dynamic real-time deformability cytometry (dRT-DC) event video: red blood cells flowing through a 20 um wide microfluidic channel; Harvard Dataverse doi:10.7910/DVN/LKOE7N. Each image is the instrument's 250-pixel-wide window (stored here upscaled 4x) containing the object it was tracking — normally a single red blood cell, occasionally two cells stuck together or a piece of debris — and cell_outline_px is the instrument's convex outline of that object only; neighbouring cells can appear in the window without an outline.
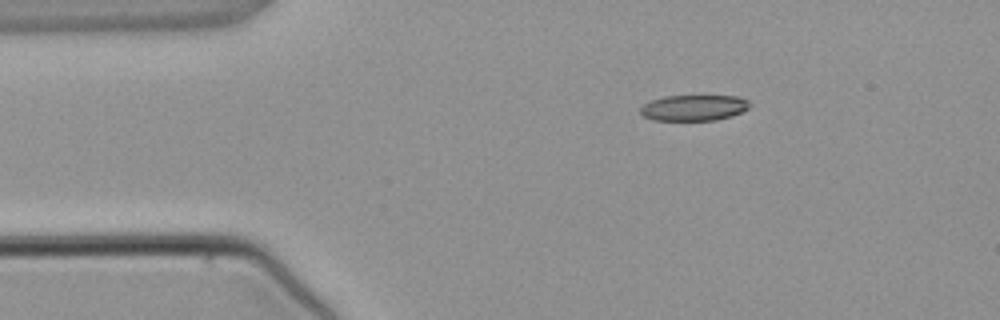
{"species": "common noctule bat (a hibernating species)", "species_latin": "Nyctalus noctula", "temperature_condition": "warm", "stored_images_in_passage": 2, "camera_frame_rate_fps": 3000, "um_per_image_px": 0.085, "animal": {"sex": "male", "body_mass_g": 21.5, "forearm_length_mm": 52.0}, "frame": {"image": 1, "passage_image": 1, "time_ms": 0.0, "image_size_px": [1000, 320], "cell_outline_px": [[748, 108], [732, 116], [716, 120], [652, 120], [644, 116], [640, 112], [640, 108], [644, 104], [652, 100], [664, 96], [736, 96], [748, 100]], "centroid_in_image_um": [58.95, 9.16], "position_along_channel_um": 26.1, "area_um2": 16.3}}